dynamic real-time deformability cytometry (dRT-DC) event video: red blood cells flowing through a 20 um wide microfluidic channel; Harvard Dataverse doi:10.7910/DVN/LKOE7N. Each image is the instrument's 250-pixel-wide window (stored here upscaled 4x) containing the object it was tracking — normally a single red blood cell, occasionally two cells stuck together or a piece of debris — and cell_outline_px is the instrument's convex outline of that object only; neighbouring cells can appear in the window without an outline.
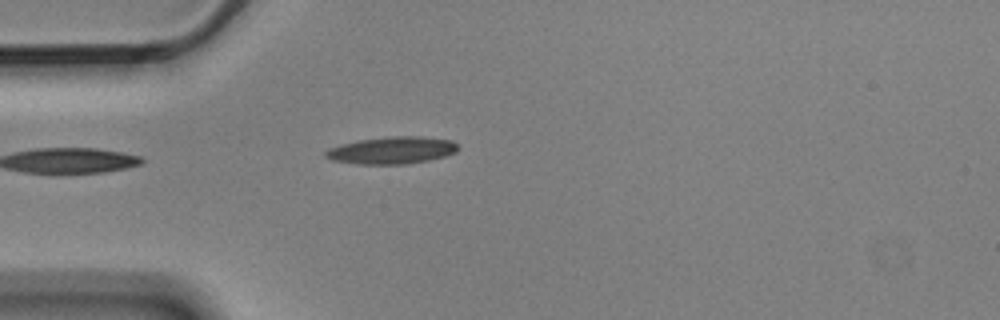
{"species": "Egyptian fruit bat (a non-hibernating species)", "species_latin": "Rousettus aegyptiacus", "temperature_condition": "cold", "stored_images_in_passage": 2, "camera_frame_rate_fps": 3000, "um_per_image_px": 0.085, "animal": {"sex": "male"}, "frame": {"image": 1, "passage_image": 1, "time_ms": 0.0, "image_size_px": [1000, 320], "cell_outline_px": [[456, 152], [444, 156], [428, 160], [404, 164], [356, 164], [332, 160], [324, 156], [324, 152], [328, 148], [340, 144], [356, 140], [392, 136], [420, 136], [452, 140], [456, 144]], "centroid_in_image_um": [33.25, 12.77], "position_along_channel_um": 51.7, "area_um2": 20.98}}